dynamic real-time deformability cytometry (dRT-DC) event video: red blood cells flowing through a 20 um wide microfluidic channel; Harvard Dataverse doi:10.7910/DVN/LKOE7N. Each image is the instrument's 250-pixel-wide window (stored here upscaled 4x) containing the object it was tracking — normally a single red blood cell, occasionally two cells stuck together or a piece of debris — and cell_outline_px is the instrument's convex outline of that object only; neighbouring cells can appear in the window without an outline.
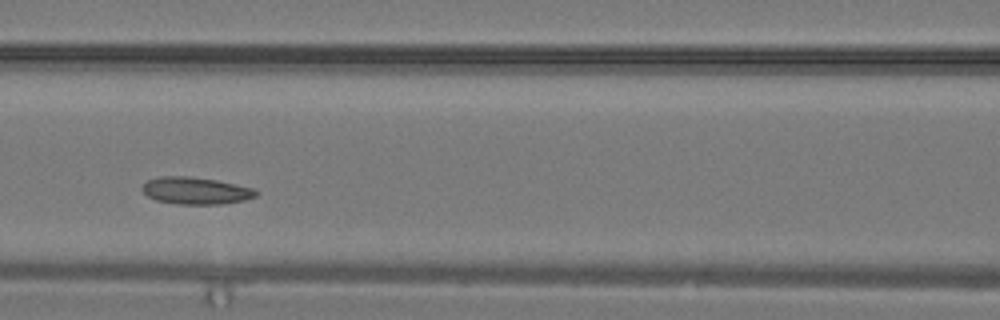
{"species": "common noctule bat (a hibernating species)", "species_latin": "Nyctalus noctula", "temperature_condition": "warm", "stored_images_in_passage": 25, "camera_frame_rate_fps": 3000, "um_per_image_px": 0.085, "animal": {"sex": "male", "body_mass_g": 19.2, "forearm_length_mm": 51.8}, "frame": {"image": 1, "passage_image": 8, "time_ms": 2.333, "image_size_px": [1000, 320], "cell_outline_px": [[260, 192], [256, 196], [244, 200], [220, 204], [176, 204], [156, 200], [148, 196], [140, 188], [148, 180], [160, 176], [188, 176], [216, 180], [236, 184], [252, 188]], "centroid_in_image_um": [16.63, 16.21], "position_along_channel_um": 150.0, "area_um2": 17.92}}